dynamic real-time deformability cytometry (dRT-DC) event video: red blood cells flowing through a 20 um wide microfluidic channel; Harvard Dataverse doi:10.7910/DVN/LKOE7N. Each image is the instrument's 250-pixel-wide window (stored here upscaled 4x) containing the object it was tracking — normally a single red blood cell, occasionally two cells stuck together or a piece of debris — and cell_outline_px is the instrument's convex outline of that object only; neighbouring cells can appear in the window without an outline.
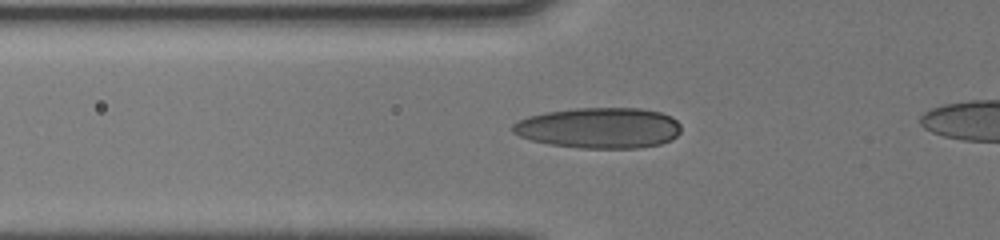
{"species": "human", "species_latin": "Homo sapiens", "temperature_condition": "cold", "stored_images_in_passage": 21, "camera_frame_rate_fps": 3000, "um_per_image_px": 0.085, "donor": {"sex": "male"}, "frame": {"image": 1, "passage_image": 19, "time_ms": 3.0, "image_size_px": [1000, 240], "cell_outline_px": [[680, 132], [672, 140], [660, 144], [640, 148], [580, 148], [548, 144], [532, 140], [520, 136], [512, 132], [512, 124], [528, 116], [544, 112], [572, 108], [640, 108], [660, 112], [672, 116], [680, 124]], "centroid_in_image_um": [50.94, 10.87], "position_along_channel_um": 74.9, "area_um2": 40.23}}